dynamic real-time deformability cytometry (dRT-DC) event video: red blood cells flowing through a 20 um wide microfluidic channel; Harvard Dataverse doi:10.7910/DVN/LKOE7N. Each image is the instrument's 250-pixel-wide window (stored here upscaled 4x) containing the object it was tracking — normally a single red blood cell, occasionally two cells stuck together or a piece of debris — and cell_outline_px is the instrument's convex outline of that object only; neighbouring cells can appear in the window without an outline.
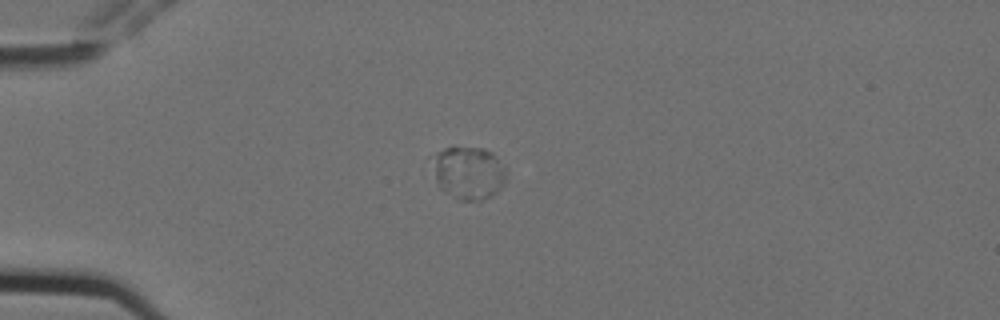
{"species": "Egyptian fruit bat (a non-hibernating species)", "species_latin": "Rousettus aegyptiacus", "temperature_condition": "cold", "stored_images_in_passage": 7, "segment_of_instrument_passage": [2, 2], "camera_frame_rate_fps": 3000, "um_per_image_px": 0.085, "animal": {"sex": "female"}, "frame": {"image": 1, "passage_image": 5, "time_ms": 1.333, "image_size_px": [1000, 320], "cell_outline_px": [[504, 184], [492, 196], [480, 200], [460, 200], [444, 192], [440, 188], [424, 160], [428, 156], [444, 148], [484, 148], [492, 152], [496, 156], [504, 168]], "centroid_in_image_um": [39.68, 14.66], "position_along_channel_um": 45.3, "area_um2": 23.41}}
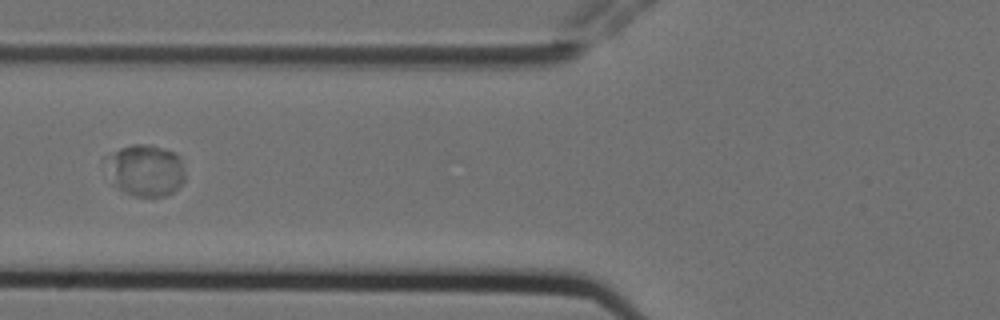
{"frame": {"image": 2, "passage_image": 7, "time_ms": 2.0, "image_size_px": [1000, 320], "cell_outline_px": [[184, 180], [172, 192], [164, 196], [132, 196], [120, 188], [116, 184], [100, 160], [104, 156], [120, 148], [132, 144], [152, 144], [164, 148], [180, 156], [184, 172]], "centroid_in_image_um": [12.31, 14.43], "position_along_channel_um": 113.5, "area_um2": 23.99}}